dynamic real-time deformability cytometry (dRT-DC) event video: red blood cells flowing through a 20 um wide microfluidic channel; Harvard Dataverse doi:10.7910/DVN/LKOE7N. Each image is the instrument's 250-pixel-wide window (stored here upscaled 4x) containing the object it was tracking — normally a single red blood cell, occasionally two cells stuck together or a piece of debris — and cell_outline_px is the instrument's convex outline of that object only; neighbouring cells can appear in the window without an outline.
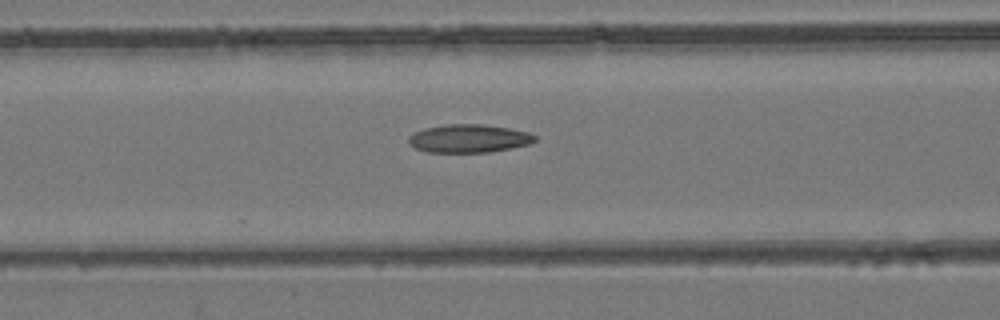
{"species": "common noctule bat (a hibernating species)", "species_latin": "Nyctalus noctula", "temperature_condition": "room temperature", "stored_images_in_passage": 53, "camera_frame_rate_fps": 3000, "um_per_image_px": 0.085, "animal": {"sex": "female", "body_mass_g": 24.6, "forearm_length_mm": 56.2}, "frame": {"image": 1, "passage_image": 22, "time_ms": 7.0, "image_size_px": [1000, 320], "cell_outline_px": [[536, 140], [532, 144], [512, 148], [488, 152], [428, 152], [416, 148], [408, 144], [408, 136], [424, 128], [444, 124], [484, 124], [508, 128], [528, 132], [536, 136]], "centroid_in_image_um": [39.86, 11.77], "position_along_channel_um": 126.7, "area_um2": 20.87}}
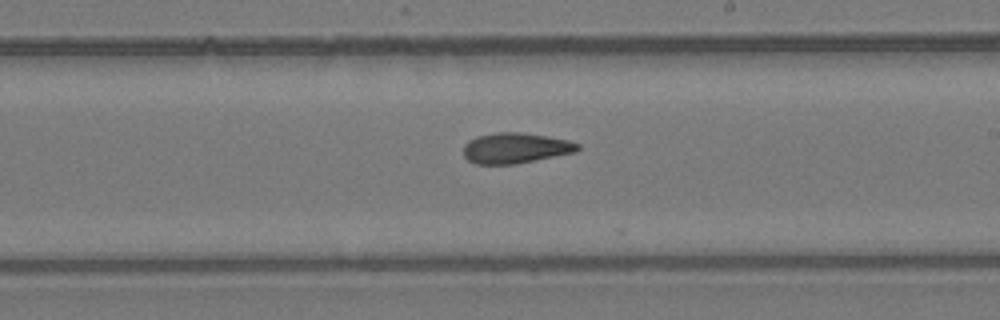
{"frame": {"image": 2, "passage_image": 31, "time_ms": 10.0, "image_size_px": [1000, 320], "cell_outline_px": [[580, 148], [576, 152], [516, 164], [476, 164], [468, 160], [464, 156], [464, 144], [468, 140], [476, 136], [500, 132], [520, 132], [568, 140], [580, 144]], "centroid_in_image_um": [43.8, 12.59], "position_along_channel_um": 245.2, "area_um2": 20.29}}
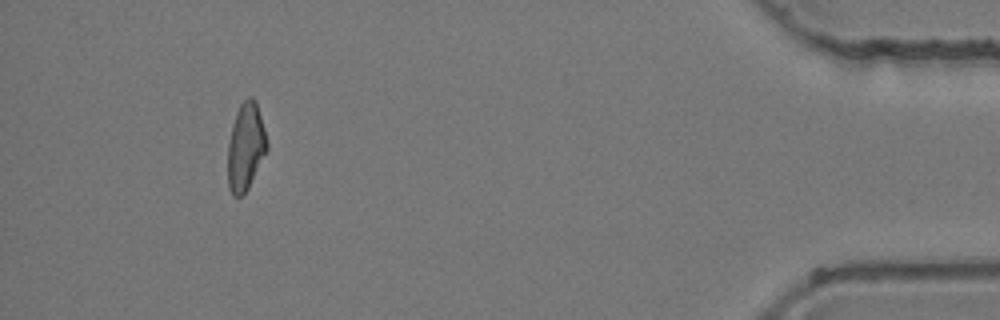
{"frame": {"image": 3, "passage_image": 49, "time_ms": 16.0, "image_size_px": [1000, 320], "cell_outline_px": [[268, 148], [244, 196], [232, 196], [228, 188], [228, 144], [232, 124], [236, 112], [240, 104], [248, 96], [252, 96], [256, 100], [264, 128], [268, 144]], "centroid_in_image_um": [20.87, 12.47], "position_along_channel_um": 414.3, "area_um2": 20.06}, "authors_computed_cell_mechanics": {"area_um2": 20.519, "velocity_mm_per_s": 3.9568, "shape_relaxation_time_tau1_ms": null, "shape_relaxation_time_tau2_ms": 6.6255, "deformation_change_tau1": null, "deformation_change_tau2": 0.1759}}